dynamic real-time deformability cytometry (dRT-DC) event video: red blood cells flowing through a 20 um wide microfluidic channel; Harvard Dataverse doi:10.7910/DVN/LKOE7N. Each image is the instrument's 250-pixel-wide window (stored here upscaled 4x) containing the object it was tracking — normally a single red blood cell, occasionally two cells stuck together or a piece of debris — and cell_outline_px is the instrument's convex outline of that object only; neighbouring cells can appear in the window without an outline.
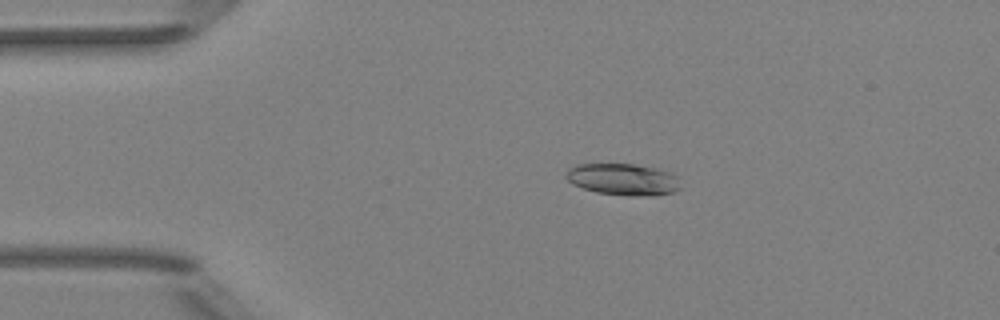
{"species": "Egyptian fruit bat (a non-hibernating species)", "species_latin": "Rousettus aegyptiacus", "temperature_condition": "room temperature", "stored_images_in_passage": 5, "camera_frame_rate_fps": 3000, "um_per_image_px": 0.085, "animal": {"sex": "female"}, "frame": {"image": 1, "passage_image": 2, "time_ms": 1.333, "image_size_px": [1000, 320], "cell_outline_px": [[680, 188], [672, 192], [652, 196], [628, 196], [596, 192], [572, 184], [564, 176], [568, 168], [576, 164], [632, 164], [652, 168], [668, 172], [676, 176]], "centroid_in_image_um": [52.9, 15.25], "position_along_channel_um": 32.1, "area_um2": 20.98}}
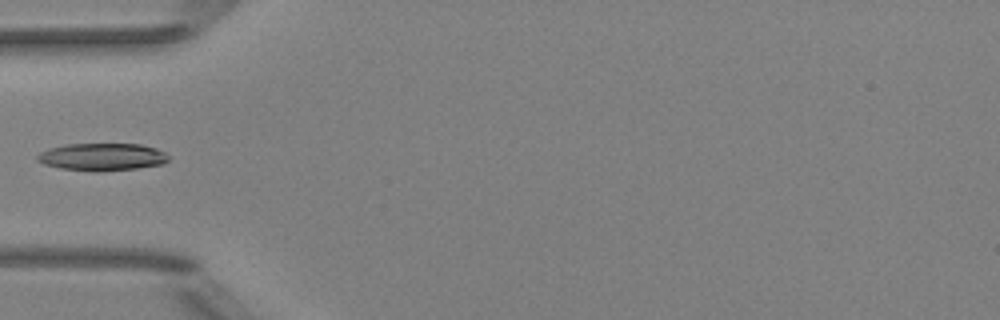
{"frame": {"image": 2, "passage_image": 4, "time_ms": 3.667, "image_size_px": [1000, 320], "cell_outline_px": [[168, 160], [164, 164], [136, 168], [96, 172], [60, 168], [44, 164], [36, 160], [36, 156], [40, 152], [48, 148], [68, 144], [140, 144], [156, 148], [164, 152], [168, 156]], "centroid_in_image_um": [8.66, 13.34], "position_along_channel_um": 76.3, "area_um2": 21.04}}
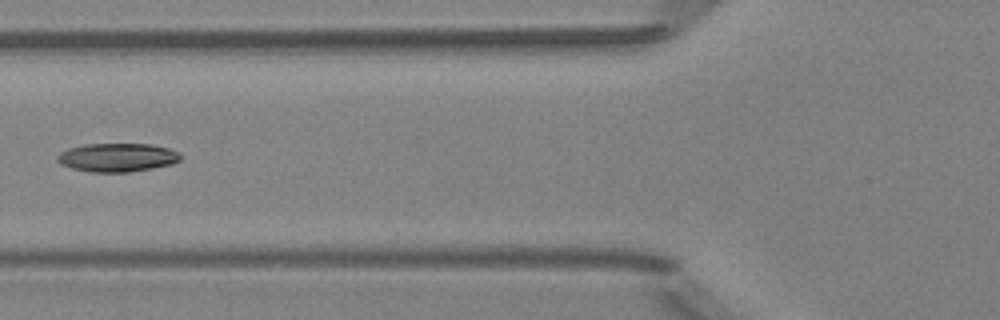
{"frame": {"image": 3, "passage_image": 5, "time_ms": 4.667, "image_size_px": [1000, 320], "cell_outline_px": [[180, 160], [172, 164], [152, 168], [128, 172], [92, 172], [72, 168], [60, 164], [56, 160], [56, 156], [60, 152], [68, 148], [84, 144], [148, 144], [168, 148], [180, 152]], "centroid_in_image_um": [9.94, 13.38], "position_along_channel_um": 115.9, "area_um2": 20.52}}